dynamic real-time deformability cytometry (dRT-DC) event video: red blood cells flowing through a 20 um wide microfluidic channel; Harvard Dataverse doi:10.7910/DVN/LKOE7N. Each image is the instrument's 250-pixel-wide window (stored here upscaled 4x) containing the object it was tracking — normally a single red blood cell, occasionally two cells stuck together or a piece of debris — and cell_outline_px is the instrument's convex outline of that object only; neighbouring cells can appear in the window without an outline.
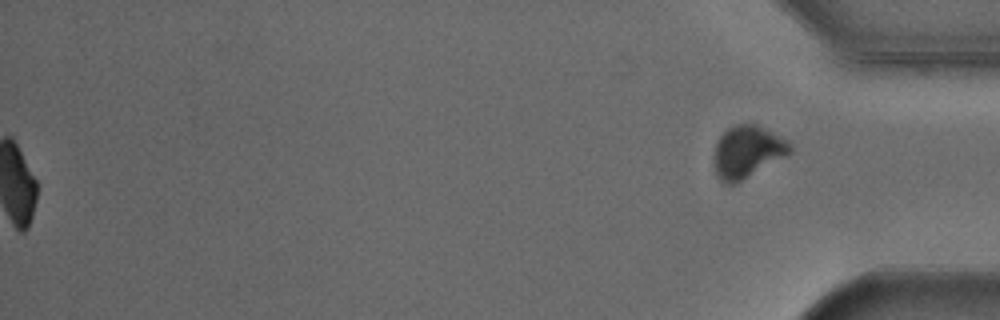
{"species": "Egyptian fruit bat (a non-hibernating species)", "species_latin": "Rousettus aegyptiacus", "temperature_condition": "cold", "stored_images_in_passage": 53, "segment_of_instrument_passage": [2, 2], "camera_frame_rate_fps": 3000, "um_per_image_px": 0.085, "animal": {"sex": "male"}, "frame": {"image": 1, "passage_image": 53, "time_ms": 17.333, "image_size_px": [1000, 320], "cell_outline_px": [[792, 152], [736, 184], [724, 184], [716, 176], [712, 164], [712, 156], [716, 140], [728, 128], [736, 124], [756, 124], [788, 140], [792, 144]], "centroid_in_image_um": [63.47, 12.92], "position_along_channel_um": 371.7, "area_um2": 23.52}}